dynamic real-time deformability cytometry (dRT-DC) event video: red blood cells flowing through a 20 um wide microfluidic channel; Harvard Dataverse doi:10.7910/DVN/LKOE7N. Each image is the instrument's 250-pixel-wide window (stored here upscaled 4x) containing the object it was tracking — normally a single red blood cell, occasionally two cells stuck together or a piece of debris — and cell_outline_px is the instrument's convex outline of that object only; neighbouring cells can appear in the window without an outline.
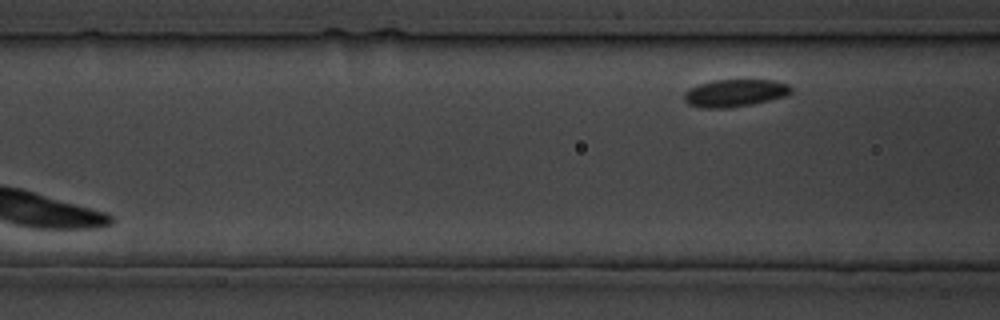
{"species": "common noctule bat (a hibernating species)", "species_latin": "Nyctalus noctula", "temperature_condition": "cold", "stored_images_in_passage": 9, "camera_frame_rate_fps": 3000, "um_per_image_px": 0.085, "animal": {"sex": "male", "body_mass_g": 19.5, "forearm_length_mm": 54.6}, "frame": {"image": 1, "passage_image": 9, "time_ms": 11.667, "image_size_px": [1000, 320], "cell_outline_px": [[792, 92], [788, 96], [752, 104], [728, 108], [700, 108], [688, 104], [684, 100], [684, 92], [688, 88], [712, 80], [772, 80], [788, 84], [792, 88]], "centroid_in_image_um": [62.46, 7.91], "position_along_channel_um": 104.1, "area_um2": 17.28}}